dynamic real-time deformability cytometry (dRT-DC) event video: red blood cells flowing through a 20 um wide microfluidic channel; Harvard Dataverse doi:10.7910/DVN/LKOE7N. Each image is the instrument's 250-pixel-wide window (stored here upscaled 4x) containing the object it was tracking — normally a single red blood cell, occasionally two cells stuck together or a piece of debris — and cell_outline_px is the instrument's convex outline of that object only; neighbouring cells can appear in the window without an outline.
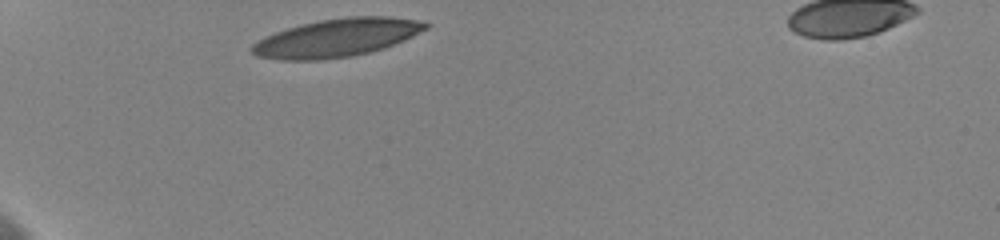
{"species": "human", "species_latin": "Homo sapiens", "temperature_condition": "cold", "stored_images_in_passage": 1, "camera_frame_rate_fps": 3000, "um_per_image_px": 0.085, "donor": {"sex": "female"}, "frame": {"image": 1, "passage_image": 1, "time_ms": 0.0, "image_size_px": [1000, 240], "cell_outline_px": [[428, 28], [412, 36], [392, 44], [368, 52], [352, 56], [316, 60], [280, 60], [256, 56], [248, 48], [256, 40], [264, 36], [300, 24], [320, 20], [348, 16], [388, 16], [424, 20], [428, 24]], "centroid_in_image_um": [28.58, 3.2], "position_along_channel_um": 56.4, "area_um2": 38.49}}